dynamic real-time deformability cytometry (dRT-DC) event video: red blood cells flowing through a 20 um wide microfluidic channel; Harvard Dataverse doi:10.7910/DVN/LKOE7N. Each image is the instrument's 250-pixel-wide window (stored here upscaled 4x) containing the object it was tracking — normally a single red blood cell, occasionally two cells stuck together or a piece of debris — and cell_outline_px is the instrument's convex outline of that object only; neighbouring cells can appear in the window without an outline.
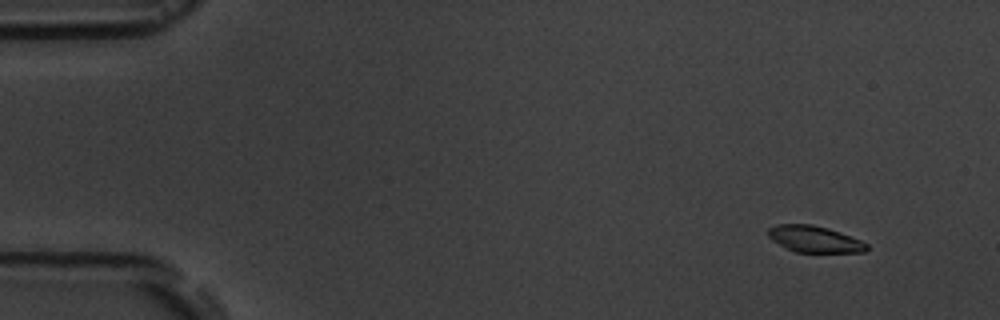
{"species": "common noctule bat (a hibernating species)", "species_latin": "Nyctalus noctula", "temperature_condition": "room temperature", "stored_images_in_passage": 7, "camera_frame_rate_fps": 3000, "um_per_image_px": 0.085, "animal": {"sex": "male", "body_mass_g": 19.5, "forearm_length_mm": 54.6}, "frame": {"image": 1, "passage_image": 2, "time_ms": 1.0, "image_size_px": [1000, 320], "cell_outline_px": [[868, 248], [864, 252], [796, 252], [772, 240], [768, 236], [768, 228], [776, 224], [812, 224], [828, 228], [840, 232], [860, 240], [868, 244]], "centroid_in_image_um": [69.23, 20.31], "position_along_channel_um": 15.8, "area_um2": 15.09}}
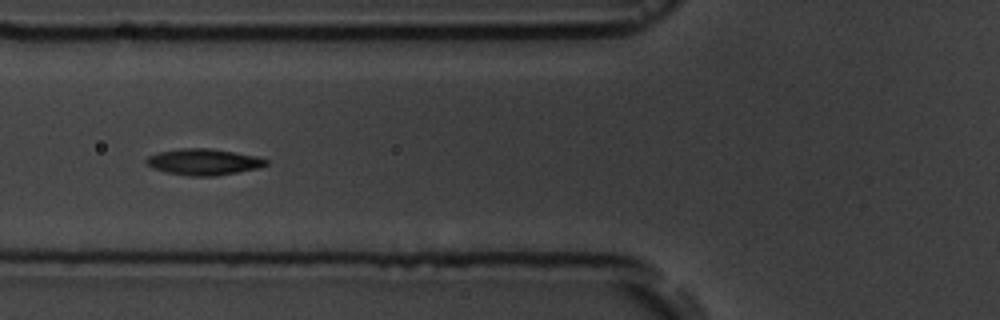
{"frame": {"image": 2, "passage_image": 6, "time_ms": 6.667, "image_size_px": [1000, 320], "cell_outline_px": [[268, 164], [260, 168], [216, 176], [188, 176], [168, 172], [152, 168], [144, 160], [148, 156], [156, 152], [180, 148], [208, 148], [256, 156], [268, 160]], "centroid_in_image_um": [17.29, 13.76], "position_along_channel_um": 108.5, "area_um2": 18.32}}
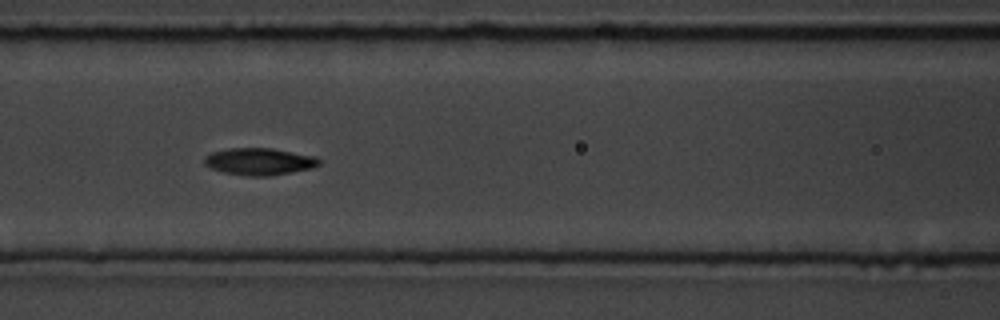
{"frame": {"image": 3, "passage_image": 7, "time_ms": 7.667, "image_size_px": [1000, 320], "cell_outline_px": [[320, 164], [312, 168], [272, 176], [248, 176], [224, 172], [212, 168], [204, 164], [204, 156], [212, 152], [228, 148], [272, 148], [316, 156], [320, 160]], "centroid_in_image_um": [22.06, 13.72], "position_along_channel_um": 144.5, "area_um2": 18.15}}